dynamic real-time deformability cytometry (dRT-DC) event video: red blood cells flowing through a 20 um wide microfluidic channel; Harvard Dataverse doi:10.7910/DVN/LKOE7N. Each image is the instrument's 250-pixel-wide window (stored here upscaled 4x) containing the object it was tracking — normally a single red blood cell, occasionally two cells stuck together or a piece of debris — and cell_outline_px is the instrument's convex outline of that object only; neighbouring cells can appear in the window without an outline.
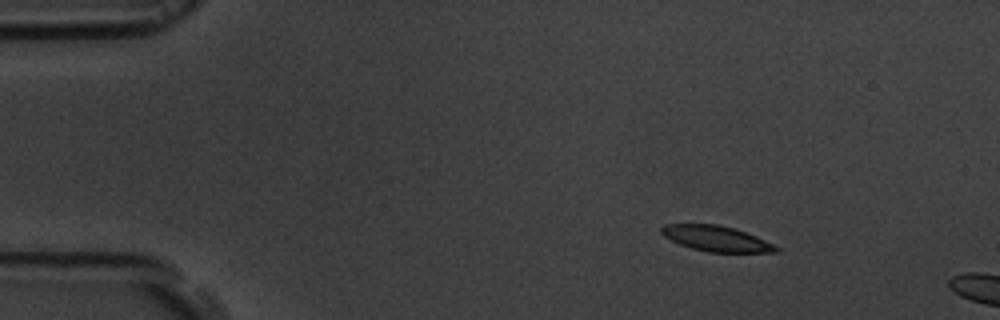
{"species": "common noctule bat (a hibernating species)", "species_latin": "Nyctalus noctula", "temperature_condition": "room temperature", "stored_images_in_passage": 4, "camera_frame_rate_fps": 3000, "um_per_image_px": 0.085, "animal": {"sex": "male", "body_mass_g": 19.5, "forearm_length_mm": 54.6}, "frame": {"image": 1, "passage_image": 2, "time_ms": 1.333, "image_size_px": [1000, 320], "cell_outline_px": [[780, 252], [708, 252], [692, 248], [680, 244], [664, 236], [660, 232], [660, 228], [664, 224], [716, 224], [736, 228], [756, 236], [780, 248]], "centroid_in_image_um": [60.88, 20.27], "position_along_channel_um": 24.1, "area_um2": 16.99}}